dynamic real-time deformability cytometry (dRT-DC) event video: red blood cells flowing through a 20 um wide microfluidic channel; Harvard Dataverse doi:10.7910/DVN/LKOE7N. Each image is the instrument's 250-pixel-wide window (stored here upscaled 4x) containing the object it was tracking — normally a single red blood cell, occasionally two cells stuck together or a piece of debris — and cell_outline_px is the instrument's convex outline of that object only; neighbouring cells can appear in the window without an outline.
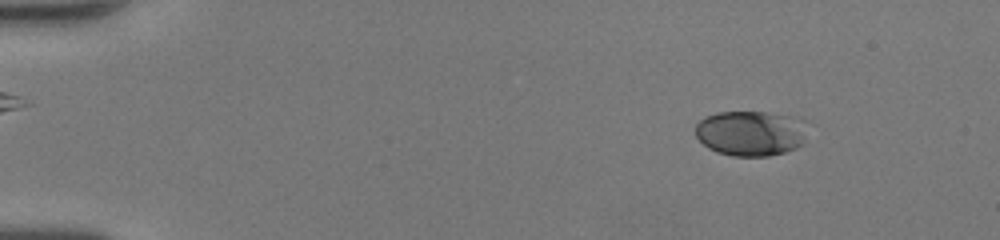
{"species": "human", "species_latin": "Homo sapiens", "temperature_condition": "room temperature", "stored_images_in_passage": 49, "camera_frame_rate_fps": 3000, "um_per_image_px": 0.085, "donor": {"sex": "female"}, "frame": {"image": 1, "passage_image": 6, "time_ms": 1.667, "image_size_px": [1000, 240], "cell_outline_px": [[808, 120], [804, 136], [800, 144], [796, 148], [784, 152], [768, 156], [732, 156], [716, 152], [708, 148], [696, 136], [696, 124], [704, 116], [716, 112], [764, 112], [800, 116]], "centroid_in_image_um": [63.84, 11.3], "position_along_channel_um": 21.2, "area_um2": 30.0}}
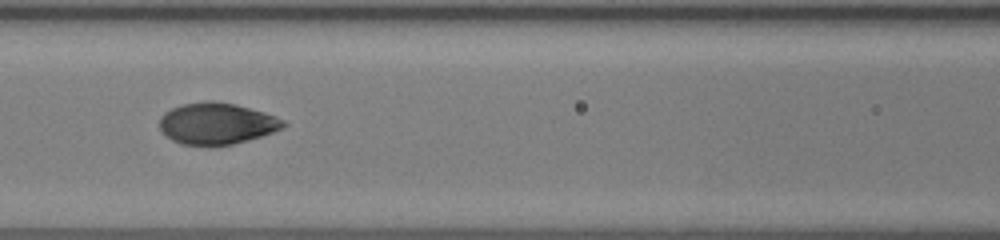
{"frame": {"image": 2, "passage_image": 23, "time_ms": 7.333, "image_size_px": [1000, 240], "cell_outline_px": [[288, 124], [272, 132], [260, 136], [232, 144], [180, 144], [172, 140], [160, 128], [160, 116], [164, 112], [172, 108], [184, 104], [212, 100], [236, 104], [284, 120]], "centroid_in_image_um": [18.38, 10.48], "position_along_channel_um": 148.2, "area_um2": 29.13}}
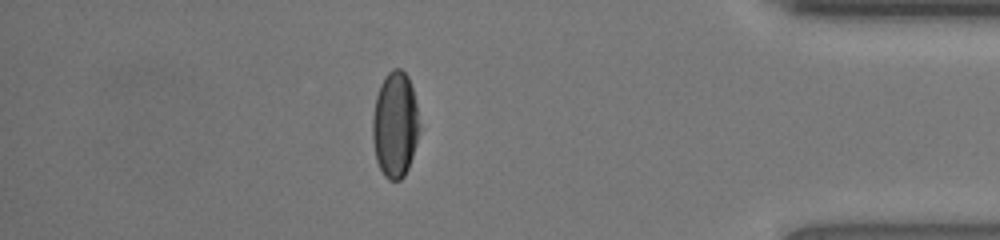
{"frame": {"image": 3, "passage_image": 43, "time_ms": 14.0, "image_size_px": [1000, 240], "cell_outline_px": [[416, 140], [412, 156], [408, 168], [404, 176], [400, 180], [388, 180], [384, 176], [376, 160], [372, 140], [372, 116], [376, 96], [380, 84], [384, 76], [392, 68], [400, 68], [408, 76], [412, 88], [416, 104]], "centroid_in_image_um": [33.52, 10.59], "position_along_channel_um": 401.7, "area_um2": 28.5}, "authors_computed_cell_mechanics": {"area_um2": 29.9404, "velocity_mm_per_s": 4.293, "shape_relaxation_time_tau1_ms": 3.3802, "shape_relaxation_time_tau2_ms": null, "deformation_change_tau1": 0.1692, "deformation_change_tau2": null}}